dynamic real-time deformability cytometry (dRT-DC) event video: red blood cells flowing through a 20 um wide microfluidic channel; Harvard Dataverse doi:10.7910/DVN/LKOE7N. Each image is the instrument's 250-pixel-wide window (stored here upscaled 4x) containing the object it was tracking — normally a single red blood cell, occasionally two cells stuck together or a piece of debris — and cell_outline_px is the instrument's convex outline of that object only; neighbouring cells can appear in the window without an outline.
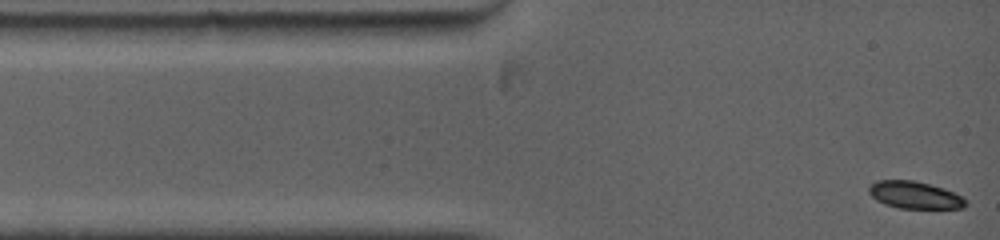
{"species": "common noctule bat (a hibernating species)", "species_latin": "Nyctalus noctula", "temperature_condition": "warm", "stored_images_in_passage": 20, "camera_frame_rate_fps": 5000, "um_per_image_px": 0.085, "animal": {"sex": "female", "body_mass_g": 19.0, "forearm_length_mm": 53.3}, "frame": {"image": 1, "passage_image": 1, "time_ms": 0.0, "image_size_px": [1000, 240], "cell_outline_px": [[968, 204], [964, 208], [900, 208], [884, 204], [876, 200], [868, 192], [868, 188], [876, 180], [912, 180], [944, 188], [964, 196], [968, 200]], "centroid_in_image_um": [77.79, 16.58], "position_along_channel_um": 7.2, "area_um2": 15.49}}
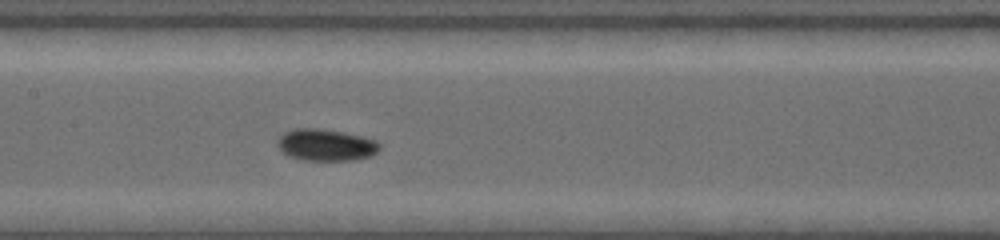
{"frame": {"image": 2, "passage_image": 12, "time_ms": 5.6, "image_size_px": [1000, 240], "cell_outline_px": [[380, 148], [376, 152], [368, 156], [352, 160], [304, 160], [288, 156], [276, 144], [280, 136], [284, 132], [296, 128], [312, 128], [340, 132], [360, 136], [376, 140], [380, 144]], "centroid_in_image_um": [27.67, 12.32], "position_along_channel_um": 179.7, "area_um2": 18.55}}
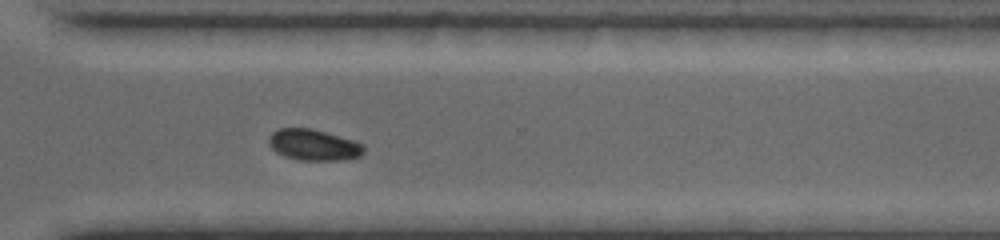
{"frame": {"image": 3, "passage_image": 20, "time_ms": 9.8, "image_size_px": [1000, 240], "cell_outline_px": [[364, 152], [360, 156], [344, 160], [300, 160], [284, 156], [276, 152], [268, 144], [268, 136], [276, 128], [312, 128], [356, 140], [364, 144]], "centroid_in_image_um": [26.66, 12.3], "position_along_channel_um": 343.9, "area_um2": 17.57}}